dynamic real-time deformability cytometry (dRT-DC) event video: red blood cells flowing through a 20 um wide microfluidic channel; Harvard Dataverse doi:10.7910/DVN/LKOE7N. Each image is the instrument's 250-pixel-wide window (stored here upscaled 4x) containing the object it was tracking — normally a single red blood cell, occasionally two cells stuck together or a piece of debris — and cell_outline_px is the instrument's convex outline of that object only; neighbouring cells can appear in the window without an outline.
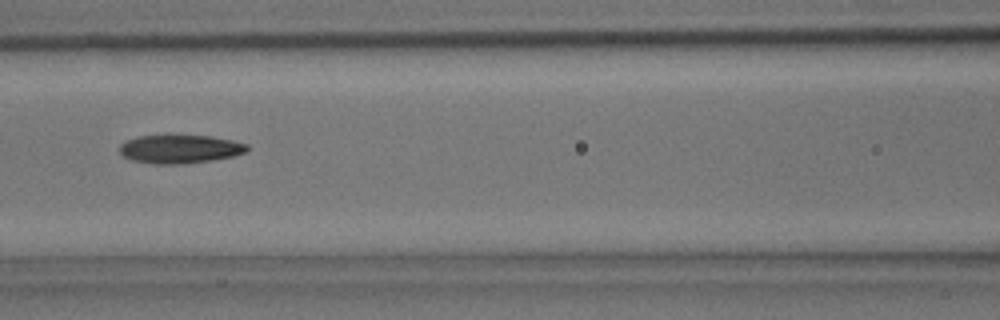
{"species": "common noctule bat (a hibernating species)", "species_latin": "Nyctalus noctula", "temperature_condition": "room temperature", "stored_images_in_passage": 6, "camera_frame_rate_fps": 3000, "um_per_image_px": 0.085, "animal": {"sex": "male", "body_mass_g": 15.6}, "frame": {"image": 1, "passage_image": 6, "time_ms": 1.667, "image_size_px": [1000, 320], "cell_outline_px": [[248, 148], [244, 152], [232, 156], [212, 160], [184, 164], [152, 164], [132, 160], [124, 156], [120, 152], [120, 144], [124, 140], [140, 136], [212, 136], [232, 140], [248, 144]], "centroid_in_image_um": [15.27, 12.67], "position_along_channel_um": 151.3, "area_um2": 21.04}}